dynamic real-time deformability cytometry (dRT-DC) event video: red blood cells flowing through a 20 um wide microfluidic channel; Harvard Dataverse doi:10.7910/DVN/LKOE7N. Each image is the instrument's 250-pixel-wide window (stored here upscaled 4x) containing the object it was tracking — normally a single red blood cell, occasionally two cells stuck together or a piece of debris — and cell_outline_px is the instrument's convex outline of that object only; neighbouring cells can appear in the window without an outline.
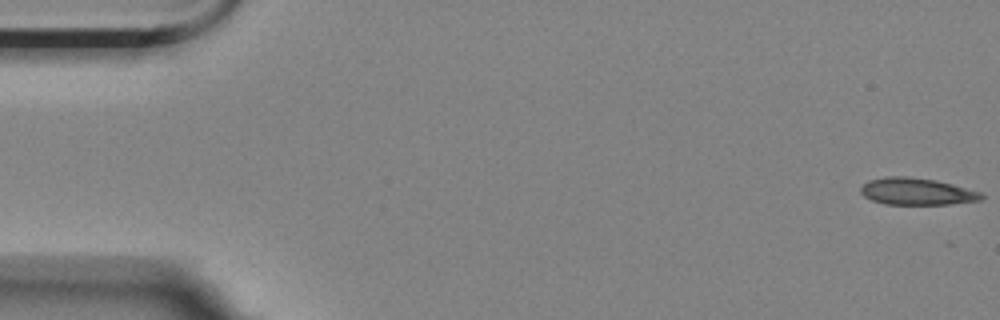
{"species": "Egyptian fruit bat (a non-hibernating species)", "species_latin": "Rousettus aegyptiacus", "temperature_condition": "room temperature", "stored_images_in_passage": 7, "camera_frame_rate_fps": 3000, "um_per_image_px": 0.085, "animal": {"sex": "female"}, "frame": {"image": 1, "passage_image": 1, "time_ms": 0.0, "image_size_px": [1000, 320], "cell_outline_px": [[984, 196], [980, 200], [948, 204], [884, 204], [872, 200], [864, 196], [860, 192], [860, 188], [868, 180], [884, 176], [908, 176], [936, 180], [952, 184], [980, 192]], "centroid_in_image_um": [77.88, 16.26], "position_along_channel_um": 7.1, "area_um2": 18.9}}
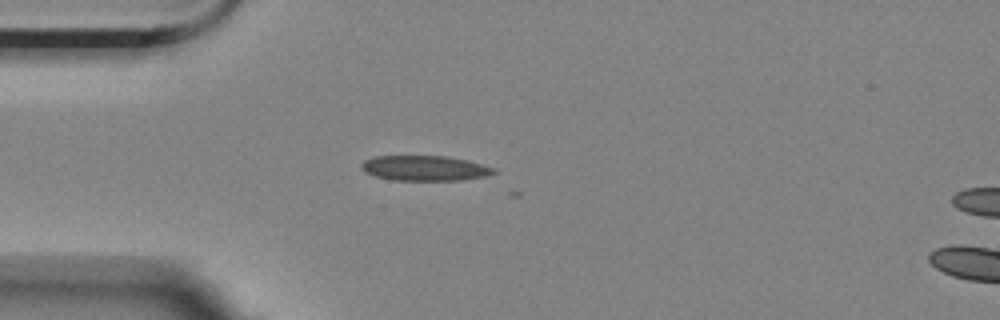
{"frame": {"image": 2, "passage_image": 5, "time_ms": 1.333, "image_size_px": [1000, 320], "cell_outline_px": [[496, 172], [488, 176], [460, 180], [392, 180], [376, 176], [364, 172], [360, 168], [360, 164], [364, 160], [376, 156], [448, 156], [496, 168]], "centroid_in_image_um": [36.08, 14.3], "position_along_channel_um": 48.9, "area_um2": 19.36}}